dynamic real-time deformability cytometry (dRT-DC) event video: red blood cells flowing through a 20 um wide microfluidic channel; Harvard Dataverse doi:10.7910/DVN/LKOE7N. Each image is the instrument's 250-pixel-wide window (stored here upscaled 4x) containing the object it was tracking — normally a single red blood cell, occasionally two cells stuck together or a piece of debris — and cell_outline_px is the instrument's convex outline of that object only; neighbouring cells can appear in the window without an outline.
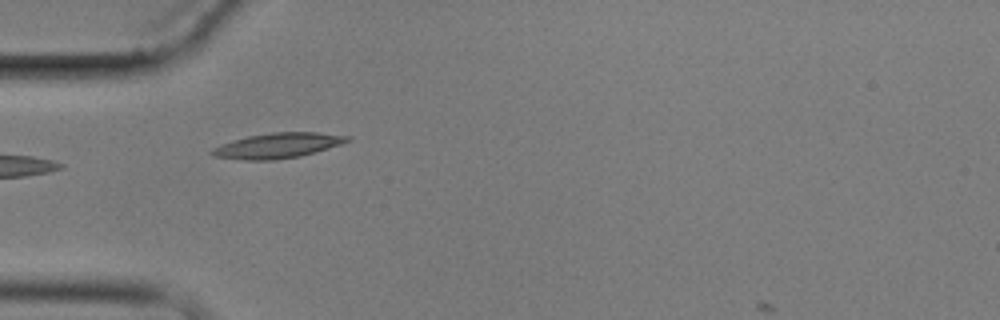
{"species": "common noctule bat (a hibernating species)", "species_latin": "Nyctalus noctula", "temperature_condition": "cold", "stored_images_in_passage": 6, "camera_frame_rate_fps": 3000, "um_per_image_px": 0.085, "animal": {"sex": "male", "body_mass_g": 17.9}, "frame": {"image": 1, "passage_image": 5, "time_ms": 6.333, "image_size_px": [1000, 320], "cell_outline_px": [[352, 140], [340, 144], [300, 156], [276, 160], [244, 160], [212, 156], [208, 152], [212, 148], [220, 144], [232, 140], [248, 136], [272, 132], [316, 132], [352, 136]], "centroid_in_image_um": [23.57, 12.37], "position_along_channel_um": 61.4, "area_um2": 19.94}}
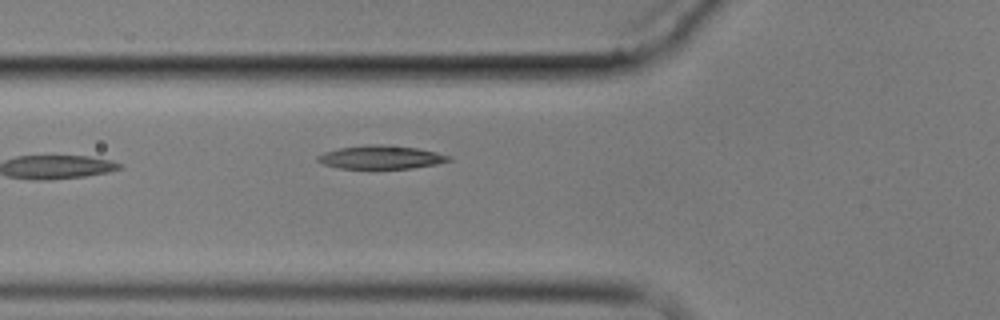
{"frame": {"image": 2, "passage_image": 6, "time_ms": 7.333, "image_size_px": [1000, 320], "cell_outline_px": [[452, 160], [436, 164], [412, 168], [340, 168], [324, 164], [316, 160], [316, 156], [324, 152], [340, 148], [372, 144], [388, 144], [416, 148], [436, 152], [452, 156]], "centroid_in_image_um": [32.4, 13.35], "position_along_channel_um": 93.4, "area_um2": 17.8}}